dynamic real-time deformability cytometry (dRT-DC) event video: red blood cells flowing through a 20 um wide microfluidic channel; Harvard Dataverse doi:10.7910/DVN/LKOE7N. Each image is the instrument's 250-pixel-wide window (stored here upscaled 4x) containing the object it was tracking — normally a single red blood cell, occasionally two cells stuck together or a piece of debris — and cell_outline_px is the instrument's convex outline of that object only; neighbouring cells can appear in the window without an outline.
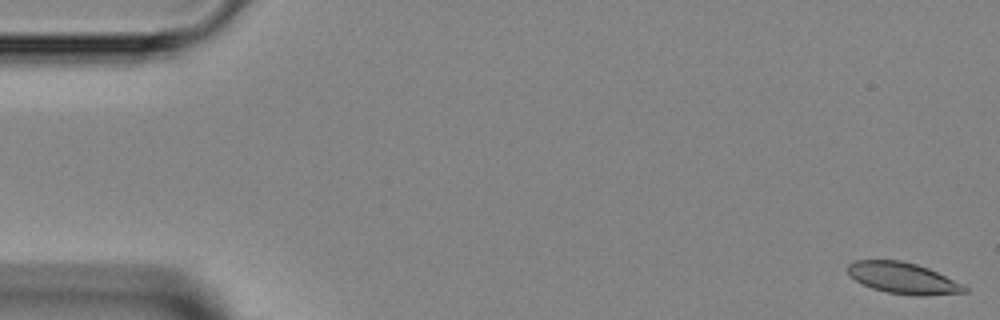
{"species": "Egyptian fruit bat (a non-hibernating species)", "species_latin": "Rousettus aegyptiacus", "temperature_condition": "room temperature", "stored_images_in_passage": 4, "camera_frame_rate_fps": 3000, "um_per_image_px": 0.085, "animal": {"sex": "female"}, "frame": {"image": 1, "passage_image": 1, "time_ms": 0.0, "image_size_px": [1000, 320], "cell_outline_px": [[968, 292], [920, 296], [916, 296], [884, 292], [872, 288], [856, 280], [848, 272], [848, 264], [856, 260], [900, 260], [916, 264], [928, 268], [964, 284], [968, 288]], "centroid_in_image_um": [76.79, 23.64], "position_along_channel_um": 8.2, "area_um2": 21.21}}
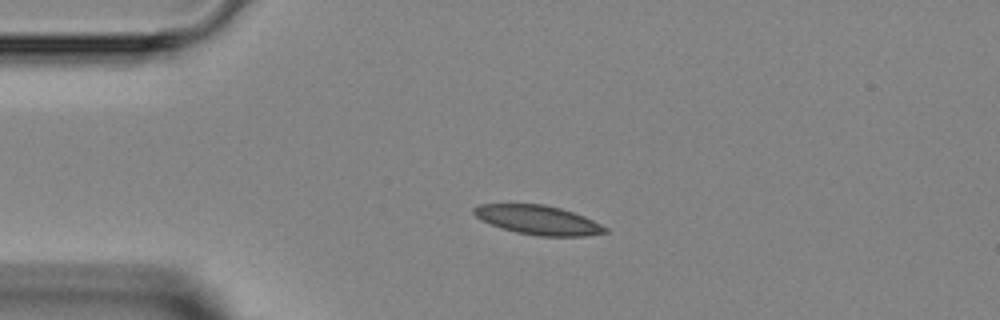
{"frame": {"image": 2, "passage_image": 4, "time_ms": 3.333, "image_size_px": [1000, 320], "cell_outline_px": [[608, 232], [584, 236], [540, 236], [516, 232], [500, 228], [480, 220], [472, 212], [472, 208], [480, 204], [544, 204], [560, 208], [584, 216], [608, 228]], "centroid_in_image_um": [45.7, 18.7], "position_along_channel_um": 39.3, "area_um2": 22.31}}